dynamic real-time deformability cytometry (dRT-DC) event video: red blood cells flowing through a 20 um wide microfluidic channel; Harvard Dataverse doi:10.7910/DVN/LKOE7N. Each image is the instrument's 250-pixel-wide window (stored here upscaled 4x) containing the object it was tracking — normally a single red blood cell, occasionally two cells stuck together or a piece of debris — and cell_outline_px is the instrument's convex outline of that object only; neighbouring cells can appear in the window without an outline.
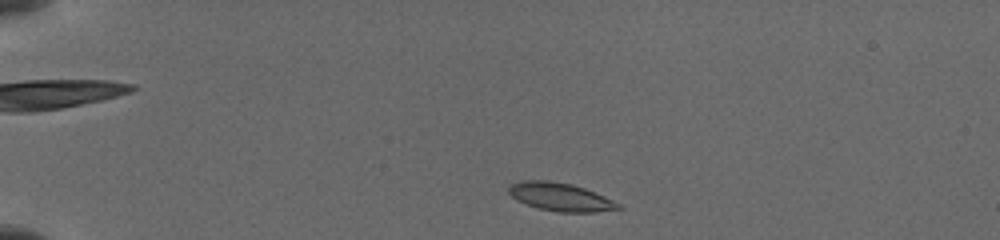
{"species": "common noctule bat (a hibernating species)", "species_latin": "Nyctalus noctula", "temperature_condition": "cold", "stored_images_in_passage": 25, "camera_frame_rate_fps": 3000, "um_per_image_px": 0.085, "animal": {"sex": "female", "body_mass_g": 19.5, "forearm_length_mm": 54.1}, "frame": {"image": 1, "passage_image": 1, "time_ms": 0.0, "image_size_px": [1000, 240], "cell_outline_px": [[624, 208], [596, 212], [556, 212], [540, 208], [516, 200], [508, 192], [508, 188], [512, 184], [524, 180], [548, 180], [572, 184], [584, 188], [604, 196], [620, 204]], "centroid_in_image_um": [47.65, 16.74], "position_along_channel_um": 37.4, "area_um2": 17.86}}
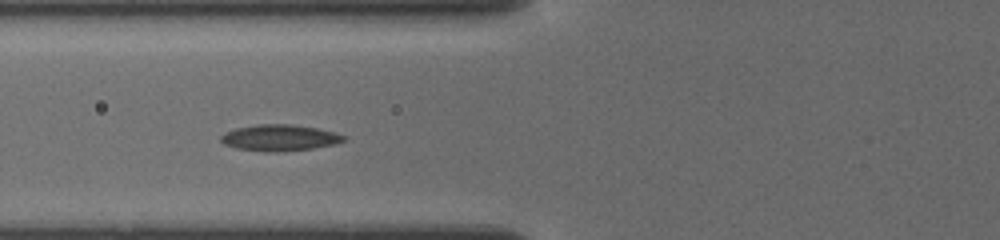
{"frame": {"image": 2, "passage_image": 15, "time_ms": 3.333, "image_size_px": [1000, 240], "cell_outline_px": [[348, 140], [336, 144], [312, 148], [284, 152], [268, 152], [236, 148], [224, 144], [220, 140], [220, 136], [224, 132], [236, 128], [256, 124], [292, 124], [316, 128], [336, 132], [348, 136]], "centroid_in_image_um": [23.8, 11.71], "position_along_channel_um": 102.0, "area_um2": 19.13}}
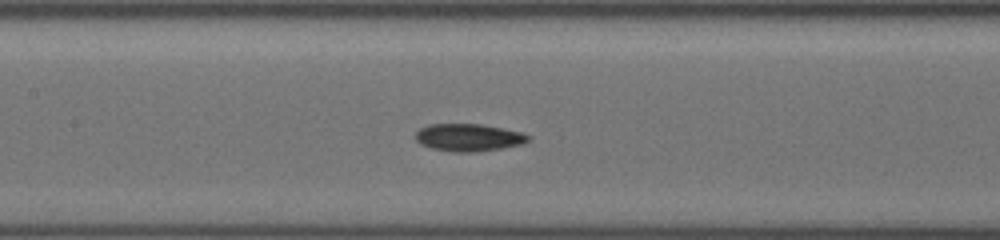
{"frame": {"image": 3, "passage_image": 21, "time_ms": 5.0, "image_size_px": [1000, 240], "cell_outline_px": [[532, 140], [520, 144], [500, 148], [476, 152], [452, 152], [432, 148], [420, 144], [416, 140], [416, 132], [420, 128], [428, 124], [480, 124], [524, 132], [532, 136]], "centroid_in_image_um": [39.86, 11.68], "position_along_channel_um": 167.5, "area_um2": 18.15}}